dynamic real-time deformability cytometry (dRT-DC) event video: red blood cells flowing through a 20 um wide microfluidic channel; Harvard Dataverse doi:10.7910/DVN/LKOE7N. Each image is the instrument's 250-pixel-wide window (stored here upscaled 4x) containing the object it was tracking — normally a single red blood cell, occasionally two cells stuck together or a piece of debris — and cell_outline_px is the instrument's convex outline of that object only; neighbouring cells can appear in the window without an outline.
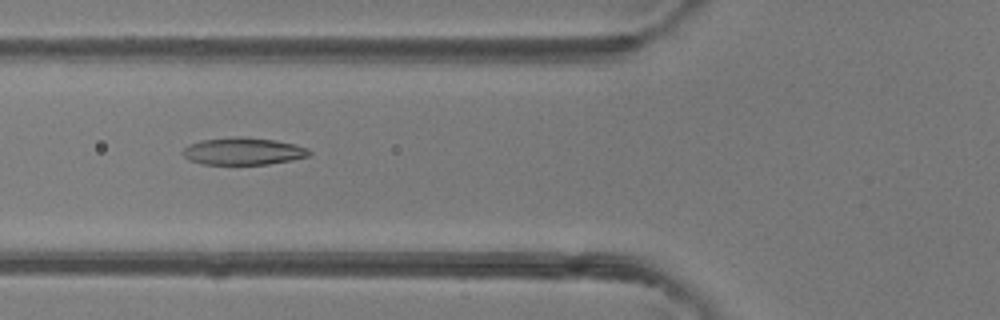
{"species": "common noctule bat (a hibernating species)", "species_latin": "Nyctalus noctula", "temperature_condition": "room temperature", "stored_images_in_passage": 37, "camera_frame_rate_fps": 3000, "um_per_image_px": 0.085, "animal": {"sex": "female"}, "frame": {"image": 1, "passage_image": 14, "time_ms": 4.333, "image_size_px": [1000, 320], "cell_outline_px": [[312, 152], [308, 156], [268, 164], [204, 164], [188, 160], [180, 152], [188, 144], [200, 140], [236, 136], [248, 136], [276, 140], [296, 144], [308, 148]], "centroid_in_image_um": [20.64, 12.83], "position_along_channel_um": 105.2, "area_um2": 20.29}}
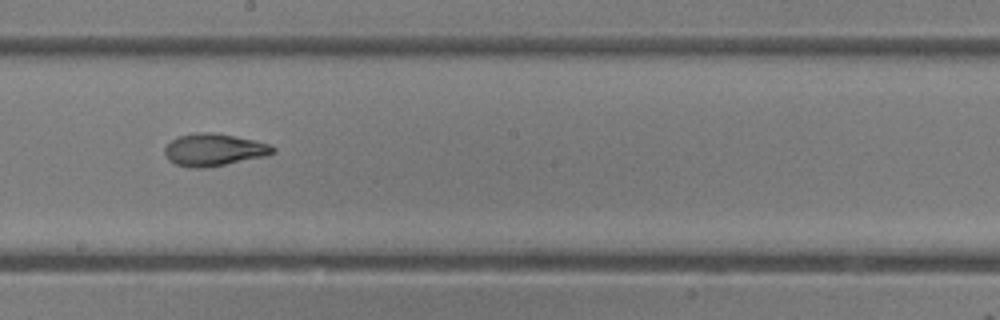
{"frame": {"image": 2, "passage_image": 23, "time_ms": 7.333, "image_size_px": [1000, 320], "cell_outline_px": [[276, 152], [268, 156], [204, 168], [192, 168], [176, 164], [168, 160], [164, 152], [164, 148], [172, 140], [180, 136], [196, 132], [212, 132], [252, 140], [268, 144], [276, 148]], "centroid_in_image_um": [18.19, 12.74], "position_along_channel_um": 230.0, "area_um2": 20.23}}
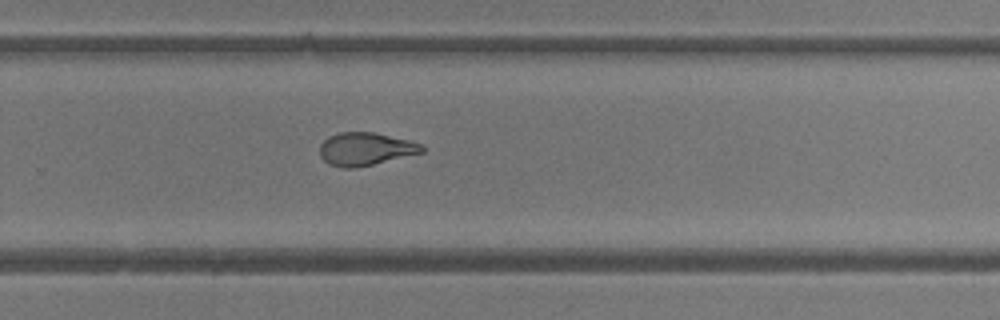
{"frame": {"image": 3, "passage_image": 28, "time_ms": 9.0, "image_size_px": [1000, 320], "cell_outline_px": [[424, 152], [356, 168], [344, 168], [328, 164], [320, 156], [320, 144], [328, 136], [340, 132], [376, 132], [408, 140], [420, 144], [424, 148]], "centroid_in_image_um": [31.03, 12.66], "position_along_channel_um": 298.8, "area_um2": 19.59}, "authors_computed_cell_mechanics": {"area_um2": 20.1144, "velocity_mm_per_s": 4.1432, "shape_relaxation_time_tau1_ms": 4.4067, "shape_relaxation_time_tau2_ms": 1.39, "deformation_change_tau1": 0.2051, "deformation_change_tau2": 0.0842}}